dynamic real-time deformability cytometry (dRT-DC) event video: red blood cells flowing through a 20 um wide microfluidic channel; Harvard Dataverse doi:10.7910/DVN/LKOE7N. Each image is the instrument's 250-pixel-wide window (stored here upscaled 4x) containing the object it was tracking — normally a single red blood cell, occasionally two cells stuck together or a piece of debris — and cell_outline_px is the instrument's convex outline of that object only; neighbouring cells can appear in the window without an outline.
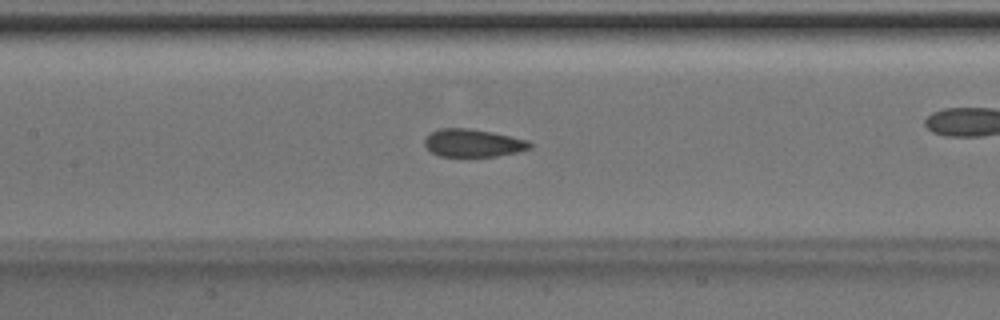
{"species": "Egyptian fruit bat (a non-hibernating species)", "species_latin": "Rousettus aegyptiacus", "temperature_condition": "room temperature", "stored_images_in_passage": 49, "camera_frame_rate_fps": 3000, "um_per_image_px": 0.085, "animal": {"sex": "male"}, "frame": {"image": 1, "passage_image": 22, "time_ms": 7.0, "image_size_px": [1000, 320], "cell_outline_px": [[532, 148], [516, 152], [496, 156], [440, 156], [432, 152], [424, 144], [424, 140], [428, 132], [440, 128], [468, 128], [492, 132], [528, 140], [532, 144]], "centroid_in_image_um": [40.19, 12.14], "position_along_channel_um": 167.2, "area_um2": 17.05}}
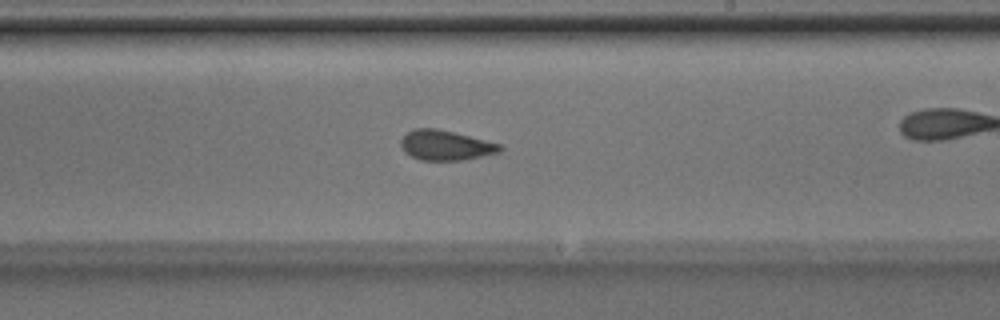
{"frame": {"image": 2, "passage_image": 28, "time_ms": 9.0, "image_size_px": [1000, 320], "cell_outline_px": [[504, 148], [500, 152], [460, 160], [420, 160], [404, 152], [400, 144], [400, 140], [408, 132], [416, 128], [436, 128], [500, 144]], "centroid_in_image_um": [37.85, 12.35], "position_along_channel_um": 251.2, "area_um2": 16.99}, "authors_computed_cell_mechanics": {"area_um2": 17.5712, "velocity_mm_per_s": 4.2114, "shape_relaxation_time_tau1_ms": 5.1701, "shape_relaxation_time_tau2_ms": 1.8668, "deformation_change_tau1": 0.1058, "deformation_change_tau2": 0.0513}}